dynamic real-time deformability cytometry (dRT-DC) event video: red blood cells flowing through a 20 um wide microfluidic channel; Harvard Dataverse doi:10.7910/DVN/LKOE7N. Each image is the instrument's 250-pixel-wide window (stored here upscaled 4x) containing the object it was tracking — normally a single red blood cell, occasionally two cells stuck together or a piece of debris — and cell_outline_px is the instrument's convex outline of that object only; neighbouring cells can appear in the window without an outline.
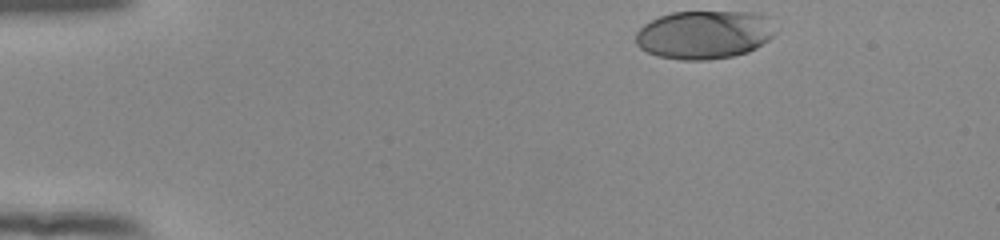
{"species": "human", "species_latin": "Homo sapiens", "temperature_condition": "room temperature", "stored_images_in_passage": 38, "camera_frame_rate_fps": 3000, "um_per_image_px": 0.085, "donor": {"sex": "female"}, "frame": {"image": 1, "passage_image": 1, "time_ms": 0.0, "image_size_px": [1000, 240], "cell_outline_px": [[776, 32], [768, 40], [756, 48], [748, 52], [732, 56], [708, 60], [680, 60], [656, 56], [640, 48], [636, 44], [636, 32], [644, 24], [660, 16], [672, 12], [756, 12], [768, 16]], "centroid_in_image_um": [59.87, 2.95], "position_along_channel_um": 25.1, "area_um2": 39.59}}
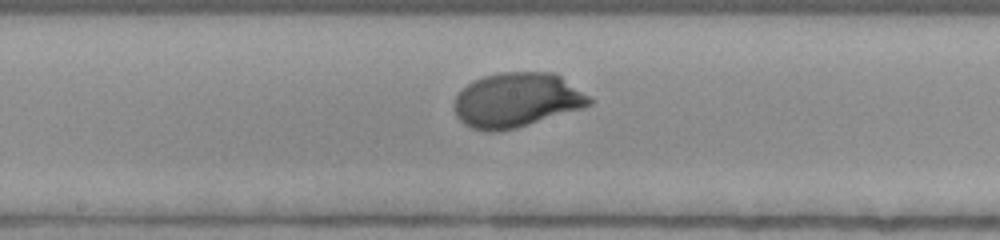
{"frame": {"image": 2, "passage_image": 22, "time_ms": 7.0, "image_size_px": [1000, 240], "cell_outline_px": [[592, 104], [580, 108], [516, 128], [496, 132], [488, 132], [472, 128], [464, 124], [456, 116], [452, 108], [452, 104], [456, 96], [472, 80], [484, 76], [500, 72], [552, 72], [560, 76], [588, 96], [592, 100]], "centroid_in_image_um": [43.85, 8.51], "position_along_channel_um": 204.4, "area_um2": 42.71}}
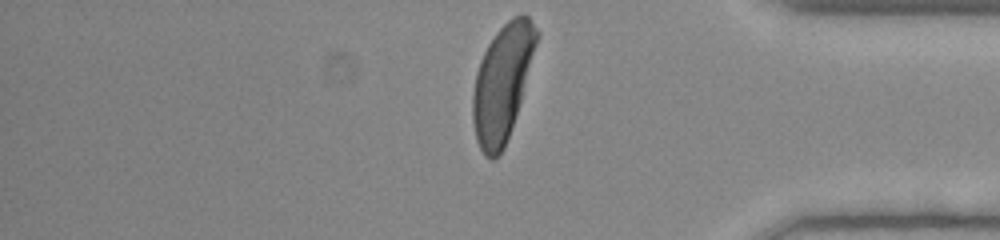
{"frame": {"image": 3, "passage_image": 38, "time_ms": 12.333, "image_size_px": [1000, 240], "cell_outline_px": [[540, 36], [520, 100], [504, 148], [492, 160], [484, 156], [476, 140], [472, 120], [472, 92], [476, 72], [480, 60], [488, 44], [496, 32], [512, 16], [524, 12], [528, 16], [540, 32]], "centroid_in_image_um": [42.69, 6.98], "position_along_channel_um": 392.5, "area_um2": 43.0}, "authors_computed_cell_mechanics": {"area_um2": 42.483, "velocity_mm_per_s": 3.8646, "shape_relaxation_time_tau1_ms": 1.6627, "shape_relaxation_time_tau2_ms": null, "deformation_change_tau1": 0.1452, "deformation_change_tau2": null}}